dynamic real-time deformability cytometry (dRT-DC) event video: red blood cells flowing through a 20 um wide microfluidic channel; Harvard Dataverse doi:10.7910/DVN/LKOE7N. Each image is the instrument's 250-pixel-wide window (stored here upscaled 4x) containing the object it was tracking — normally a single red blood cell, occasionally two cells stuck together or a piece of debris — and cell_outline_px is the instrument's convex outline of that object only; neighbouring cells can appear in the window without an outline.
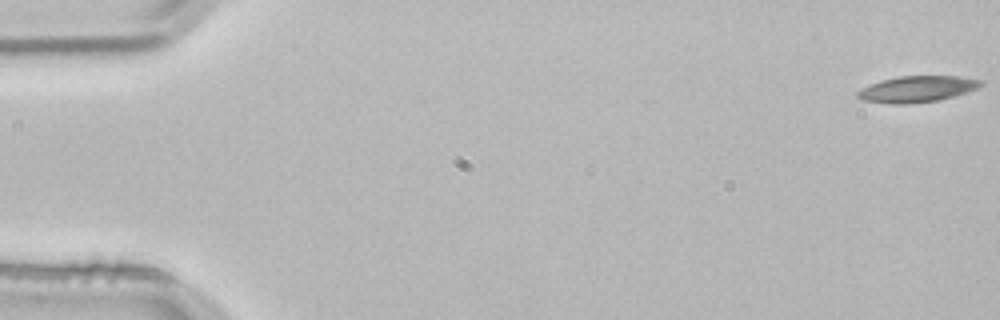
{"species": "common noctule bat (a hibernating species)", "species_latin": "Nyctalus noctula", "temperature_condition": "room temperature", "stored_images_in_passage": 3, "camera_frame_rate_fps": 3000, "um_per_image_px": 0.085, "animal": {"sex": "male", "body_mass_g": 21.5, "forearm_length_mm": 52.0}, "frame": {"image": 1, "passage_image": 1, "time_ms": 0.0, "image_size_px": [1000, 320], "cell_outline_px": [[984, 84], [968, 92], [940, 100], [912, 104], [892, 104], [864, 100], [856, 96], [856, 92], [860, 88], [880, 80], [900, 76], [956, 76], [984, 80]], "centroid_in_image_um": [77.95, 7.57], "position_along_channel_um": 7.0, "area_um2": 19.02}}